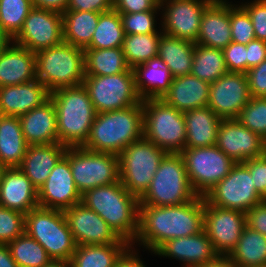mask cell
<instances>
[{"label":"cell","mask_w":266,"mask_h":267,"mask_svg":"<svg viewBox=\"0 0 266 267\" xmlns=\"http://www.w3.org/2000/svg\"><path fill=\"white\" fill-rule=\"evenodd\" d=\"M203 217L202 196L177 206L139 205V232L131 245L136 242L153 253L169 239L203 231Z\"/></svg>","instance_id":"6da1fadb"},{"label":"cell","mask_w":266,"mask_h":267,"mask_svg":"<svg viewBox=\"0 0 266 267\" xmlns=\"http://www.w3.org/2000/svg\"><path fill=\"white\" fill-rule=\"evenodd\" d=\"M81 203L99 214L122 239L134 242L139 232V199L120 180L85 191Z\"/></svg>","instance_id":"7a4b0ae2"},{"label":"cell","mask_w":266,"mask_h":267,"mask_svg":"<svg viewBox=\"0 0 266 267\" xmlns=\"http://www.w3.org/2000/svg\"><path fill=\"white\" fill-rule=\"evenodd\" d=\"M143 137L142 101L134 106L97 113L88 140L87 150L119 155L128 145Z\"/></svg>","instance_id":"3957f363"},{"label":"cell","mask_w":266,"mask_h":267,"mask_svg":"<svg viewBox=\"0 0 266 267\" xmlns=\"http://www.w3.org/2000/svg\"><path fill=\"white\" fill-rule=\"evenodd\" d=\"M56 110L59 143L67 147L83 146L89 138L96 111L82 85L64 87L50 93Z\"/></svg>","instance_id":"277c9868"},{"label":"cell","mask_w":266,"mask_h":267,"mask_svg":"<svg viewBox=\"0 0 266 267\" xmlns=\"http://www.w3.org/2000/svg\"><path fill=\"white\" fill-rule=\"evenodd\" d=\"M36 79L51 93L64 87L83 84L85 78L84 49L68 43L35 53Z\"/></svg>","instance_id":"5b68a950"},{"label":"cell","mask_w":266,"mask_h":267,"mask_svg":"<svg viewBox=\"0 0 266 267\" xmlns=\"http://www.w3.org/2000/svg\"><path fill=\"white\" fill-rule=\"evenodd\" d=\"M194 191L181 154L168 153L158 166L156 173L139 205L177 206L195 200Z\"/></svg>","instance_id":"8992f818"},{"label":"cell","mask_w":266,"mask_h":267,"mask_svg":"<svg viewBox=\"0 0 266 267\" xmlns=\"http://www.w3.org/2000/svg\"><path fill=\"white\" fill-rule=\"evenodd\" d=\"M143 137L167 153L180 154L185 149L184 113L161 98L142 99Z\"/></svg>","instance_id":"52a82bcc"},{"label":"cell","mask_w":266,"mask_h":267,"mask_svg":"<svg viewBox=\"0 0 266 267\" xmlns=\"http://www.w3.org/2000/svg\"><path fill=\"white\" fill-rule=\"evenodd\" d=\"M25 232L41 244L52 260L70 261L77 247L64 212L36 207L25 214Z\"/></svg>","instance_id":"ba28073f"},{"label":"cell","mask_w":266,"mask_h":267,"mask_svg":"<svg viewBox=\"0 0 266 267\" xmlns=\"http://www.w3.org/2000/svg\"><path fill=\"white\" fill-rule=\"evenodd\" d=\"M168 153L142 137L128 145L119 155L122 185L140 199L149 188L159 164Z\"/></svg>","instance_id":"9c48e42d"},{"label":"cell","mask_w":266,"mask_h":267,"mask_svg":"<svg viewBox=\"0 0 266 267\" xmlns=\"http://www.w3.org/2000/svg\"><path fill=\"white\" fill-rule=\"evenodd\" d=\"M64 156L69 160L76 188L85 191L120 180L118 155L87 150L83 146L67 147Z\"/></svg>","instance_id":"30bf717a"},{"label":"cell","mask_w":266,"mask_h":267,"mask_svg":"<svg viewBox=\"0 0 266 267\" xmlns=\"http://www.w3.org/2000/svg\"><path fill=\"white\" fill-rule=\"evenodd\" d=\"M86 88L96 113L124 109L139 104L133 69L107 76H85Z\"/></svg>","instance_id":"8fae6325"},{"label":"cell","mask_w":266,"mask_h":267,"mask_svg":"<svg viewBox=\"0 0 266 267\" xmlns=\"http://www.w3.org/2000/svg\"><path fill=\"white\" fill-rule=\"evenodd\" d=\"M180 154L194 191L202 197L223 180L236 164L216 145L185 148Z\"/></svg>","instance_id":"7c38bea8"},{"label":"cell","mask_w":266,"mask_h":267,"mask_svg":"<svg viewBox=\"0 0 266 267\" xmlns=\"http://www.w3.org/2000/svg\"><path fill=\"white\" fill-rule=\"evenodd\" d=\"M203 197L210 205L244 213L265 201L256 191L252 175L242 163H236L230 173Z\"/></svg>","instance_id":"4fadbf2b"},{"label":"cell","mask_w":266,"mask_h":267,"mask_svg":"<svg viewBox=\"0 0 266 267\" xmlns=\"http://www.w3.org/2000/svg\"><path fill=\"white\" fill-rule=\"evenodd\" d=\"M245 226L244 212L210 205L204 199L203 231L219 256H228L233 251Z\"/></svg>","instance_id":"5bb4252c"},{"label":"cell","mask_w":266,"mask_h":267,"mask_svg":"<svg viewBox=\"0 0 266 267\" xmlns=\"http://www.w3.org/2000/svg\"><path fill=\"white\" fill-rule=\"evenodd\" d=\"M13 42L34 53L60 45L64 42L62 14L33 7Z\"/></svg>","instance_id":"9a60e30c"},{"label":"cell","mask_w":266,"mask_h":267,"mask_svg":"<svg viewBox=\"0 0 266 267\" xmlns=\"http://www.w3.org/2000/svg\"><path fill=\"white\" fill-rule=\"evenodd\" d=\"M214 0H163L162 33L196 44L202 14Z\"/></svg>","instance_id":"2e32d148"},{"label":"cell","mask_w":266,"mask_h":267,"mask_svg":"<svg viewBox=\"0 0 266 267\" xmlns=\"http://www.w3.org/2000/svg\"><path fill=\"white\" fill-rule=\"evenodd\" d=\"M251 98L247 75L227 72L210 84L207 106L221 119H237Z\"/></svg>","instance_id":"e0dca14e"},{"label":"cell","mask_w":266,"mask_h":267,"mask_svg":"<svg viewBox=\"0 0 266 267\" xmlns=\"http://www.w3.org/2000/svg\"><path fill=\"white\" fill-rule=\"evenodd\" d=\"M63 212L77 245L129 243L122 239L99 214L82 203Z\"/></svg>","instance_id":"ac0fdd59"},{"label":"cell","mask_w":266,"mask_h":267,"mask_svg":"<svg viewBox=\"0 0 266 267\" xmlns=\"http://www.w3.org/2000/svg\"><path fill=\"white\" fill-rule=\"evenodd\" d=\"M235 163L264 155V139L243 126L238 119H222L216 144Z\"/></svg>","instance_id":"d6986e66"},{"label":"cell","mask_w":266,"mask_h":267,"mask_svg":"<svg viewBox=\"0 0 266 267\" xmlns=\"http://www.w3.org/2000/svg\"><path fill=\"white\" fill-rule=\"evenodd\" d=\"M39 207L64 211L81 203L69 160L63 156L38 190Z\"/></svg>","instance_id":"ffe728a7"},{"label":"cell","mask_w":266,"mask_h":267,"mask_svg":"<svg viewBox=\"0 0 266 267\" xmlns=\"http://www.w3.org/2000/svg\"><path fill=\"white\" fill-rule=\"evenodd\" d=\"M154 254L179 260L183 262V267H202L219 257L204 231L186 237L169 239L161 244Z\"/></svg>","instance_id":"44dd1931"},{"label":"cell","mask_w":266,"mask_h":267,"mask_svg":"<svg viewBox=\"0 0 266 267\" xmlns=\"http://www.w3.org/2000/svg\"><path fill=\"white\" fill-rule=\"evenodd\" d=\"M0 206L27 214L39 206L38 190L18 168H5L0 183Z\"/></svg>","instance_id":"7402d4cb"},{"label":"cell","mask_w":266,"mask_h":267,"mask_svg":"<svg viewBox=\"0 0 266 267\" xmlns=\"http://www.w3.org/2000/svg\"><path fill=\"white\" fill-rule=\"evenodd\" d=\"M229 0H214L203 12L196 44L223 50L232 42Z\"/></svg>","instance_id":"603a6c76"},{"label":"cell","mask_w":266,"mask_h":267,"mask_svg":"<svg viewBox=\"0 0 266 267\" xmlns=\"http://www.w3.org/2000/svg\"><path fill=\"white\" fill-rule=\"evenodd\" d=\"M50 98L48 89L37 79L0 87V114L20 117Z\"/></svg>","instance_id":"cb8c5ba5"},{"label":"cell","mask_w":266,"mask_h":267,"mask_svg":"<svg viewBox=\"0 0 266 267\" xmlns=\"http://www.w3.org/2000/svg\"><path fill=\"white\" fill-rule=\"evenodd\" d=\"M19 120L28 146L59 143L56 110L51 98L20 116Z\"/></svg>","instance_id":"d4e9b609"},{"label":"cell","mask_w":266,"mask_h":267,"mask_svg":"<svg viewBox=\"0 0 266 267\" xmlns=\"http://www.w3.org/2000/svg\"><path fill=\"white\" fill-rule=\"evenodd\" d=\"M35 79L34 52L12 42L0 53V87L20 85Z\"/></svg>","instance_id":"484cf974"},{"label":"cell","mask_w":266,"mask_h":267,"mask_svg":"<svg viewBox=\"0 0 266 267\" xmlns=\"http://www.w3.org/2000/svg\"><path fill=\"white\" fill-rule=\"evenodd\" d=\"M66 149L67 146L60 143L29 145L18 168L39 190L57 162L64 156Z\"/></svg>","instance_id":"4316f807"},{"label":"cell","mask_w":266,"mask_h":267,"mask_svg":"<svg viewBox=\"0 0 266 267\" xmlns=\"http://www.w3.org/2000/svg\"><path fill=\"white\" fill-rule=\"evenodd\" d=\"M210 83L192 74L175 77L169 90L162 96L167 104L185 112L207 106Z\"/></svg>","instance_id":"83f0119b"},{"label":"cell","mask_w":266,"mask_h":267,"mask_svg":"<svg viewBox=\"0 0 266 267\" xmlns=\"http://www.w3.org/2000/svg\"><path fill=\"white\" fill-rule=\"evenodd\" d=\"M185 148L209 147L216 144L222 119L208 106L187 110Z\"/></svg>","instance_id":"f1b7e54d"},{"label":"cell","mask_w":266,"mask_h":267,"mask_svg":"<svg viewBox=\"0 0 266 267\" xmlns=\"http://www.w3.org/2000/svg\"><path fill=\"white\" fill-rule=\"evenodd\" d=\"M135 87L141 99L162 98L173 77L168 66L157 56L134 69Z\"/></svg>","instance_id":"f546056e"},{"label":"cell","mask_w":266,"mask_h":267,"mask_svg":"<svg viewBox=\"0 0 266 267\" xmlns=\"http://www.w3.org/2000/svg\"><path fill=\"white\" fill-rule=\"evenodd\" d=\"M27 146L19 117L0 114V163L5 168L19 167Z\"/></svg>","instance_id":"4dcf8cb0"},{"label":"cell","mask_w":266,"mask_h":267,"mask_svg":"<svg viewBox=\"0 0 266 267\" xmlns=\"http://www.w3.org/2000/svg\"><path fill=\"white\" fill-rule=\"evenodd\" d=\"M194 43L162 34L158 45V56L168 66L173 78L191 74Z\"/></svg>","instance_id":"1f68e13d"},{"label":"cell","mask_w":266,"mask_h":267,"mask_svg":"<svg viewBox=\"0 0 266 267\" xmlns=\"http://www.w3.org/2000/svg\"><path fill=\"white\" fill-rule=\"evenodd\" d=\"M130 243L77 245L70 259L72 267H115Z\"/></svg>","instance_id":"d6a6232c"},{"label":"cell","mask_w":266,"mask_h":267,"mask_svg":"<svg viewBox=\"0 0 266 267\" xmlns=\"http://www.w3.org/2000/svg\"><path fill=\"white\" fill-rule=\"evenodd\" d=\"M99 15L90 11H65L62 14L64 42L86 49L92 40Z\"/></svg>","instance_id":"836d02e7"},{"label":"cell","mask_w":266,"mask_h":267,"mask_svg":"<svg viewBox=\"0 0 266 267\" xmlns=\"http://www.w3.org/2000/svg\"><path fill=\"white\" fill-rule=\"evenodd\" d=\"M85 76L120 74L130 69L121 47L84 49Z\"/></svg>","instance_id":"e575fe53"},{"label":"cell","mask_w":266,"mask_h":267,"mask_svg":"<svg viewBox=\"0 0 266 267\" xmlns=\"http://www.w3.org/2000/svg\"><path fill=\"white\" fill-rule=\"evenodd\" d=\"M227 257L239 267L266 266V236L245 226L236 247Z\"/></svg>","instance_id":"d590c367"},{"label":"cell","mask_w":266,"mask_h":267,"mask_svg":"<svg viewBox=\"0 0 266 267\" xmlns=\"http://www.w3.org/2000/svg\"><path fill=\"white\" fill-rule=\"evenodd\" d=\"M228 70L221 49L194 45L191 74L210 84L217 81Z\"/></svg>","instance_id":"8d00e7d4"},{"label":"cell","mask_w":266,"mask_h":267,"mask_svg":"<svg viewBox=\"0 0 266 267\" xmlns=\"http://www.w3.org/2000/svg\"><path fill=\"white\" fill-rule=\"evenodd\" d=\"M125 32L120 13L114 8L99 15L90 45L87 48L110 49L122 47Z\"/></svg>","instance_id":"74e56055"},{"label":"cell","mask_w":266,"mask_h":267,"mask_svg":"<svg viewBox=\"0 0 266 267\" xmlns=\"http://www.w3.org/2000/svg\"><path fill=\"white\" fill-rule=\"evenodd\" d=\"M162 34L161 31V33L125 35L121 48L131 69L158 56V45Z\"/></svg>","instance_id":"f35d334b"},{"label":"cell","mask_w":266,"mask_h":267,"mask_svg":"<svg viewBox=\"0 0 266 267\" xmlns=\"http://www.w3.org/2000/svg\"><path fill=\"white\" fill-rule=\"evenodd\" d=\"M7 245L19 267H44L52 260L44 247L26 232Z\"/></svg>","instance_id":"ab89813d"},{"label":"cell","mask_w":266,"mask_h":267,"mask_svg":"<svg viewBox=\"0 0 266 267\" xmlns=\"http://www.w3.org/2000/svg\"><path fill=\"white\" fill-rule=\"evenodd\" d=\"M32 8L31 0H0V27L14 38Z\"/></svg>","instance_id":"60d3db41"},{"label":"cell","mask_w":266,"mask_h":267,"mask_svg":"<svg viewBox=\"0 0 266 267\" xmlns=\"http://www.w3.org/2000/svg\"><path fill=\"white\" fill-rule=\"evenodd\" d=\"M237 119L243 126L264 139L266 137V98L252 97Z\"/></svg>","instance_id":"b9f144b4"},{"label":"cell","mask_w":266,"mask_h":267,"mask_svg":"<svg viewBox=\"0 0 266 267\" xmlns=\"http://www.w3.org/2000/svg\"><path fill=\"white\" fill-rule=\"evenodd\" d=\"M160 11V6H156L153 10L136 13H120L125 35L130 34H151L161 33L157 30L156 15Z\"/></svg>","instance_id":"7bdbcfd3"},{"label":"cell","mask_w":266,"mask_h":267,"mask_svg":"<svg viewBox=\"0 0 266 267\" xmlns=\"http://www.w3.org/2000/svg\"><path fill=\"white\" fill-rule=\"evenodd\" d=\"M230 27L232 41L247 45L250 41L256 39L254 27L247 11L240 5H234L230 2Z\"/></svg>","instance_id":"ee69618b"},{"label":"cell","mask_w":266,"mask_h":267,"mask_svg":"<svg viewBox=\"0 0 266 267\" xmlns=\"http://www.w3.org/2000/svg\"><path fill=\"white\" fill-rule=\"evenodd\" d=\"M25 232V214L0 206V244H8Z\"/></svg>","instance_id":"f6af8a7d"},{"label":"cell","mask_w":266,"mask_h":267,"mask_svg":"<svg viewBox=\"0 0 266 267\" xmlns=\"http://www.w3.org/2000/svg\"><path fill=\"white\" fill-rule=\"evenodd\" d=\"M225 65L228 72H247V49L246 45L235 42L229 43L223 50Z\"/></svg>","instance_id":"bcb514c9"},{"label":"cell","mask_w":266,"mask_h":267,"mask_svg":"<svg viewBox=\"0 0 266 267\" xmlns=\"http://www.w3.org/2000/svg\"><path fill=\"white\" fill-rule=\"evenodd\" d=\"M241 4L251 18L255 38L266 42V0H252Z\"/></svg>","instance_id":"7dc6e473"},{"label":"cell","mask_w":266,"mask_h":267,"mask_svg":"<svg viewBox=\"0 0 266 267\" xmlns=\"http://www.w3.org/2000/svg\"><path fill=\"white\" fill-rule=\"evenodd\" d=\"M252 175L256 191L266 200V155L242 163Z\"/></svg>","instance_id":"c3c4849f"},{"label":"cell","mask_w":266,"mask_h":267,"mask_svg":"<svg viewBox=\"0 0 266 267\" xmlns=\"http://www.w3.org/2000/svg\"><path fill=\"white\" fill-rule=\"evenodd\" d=\"M246 75L251 97L266 98V59L250 68Z\"/></svg>","instance_id":"681fc988"},{"label":"cell","mask_w":266,"mask_h":267,"mask_svg":"<svg viewBox=\"0 0 266 267\" xmlns=\"http://www.w3.org/2000/svg\"><path fill=\"white\" fill-rule=\"evenodd\" d=\"M163 0H113V8L118 13H136L153 10L161 6Z\"/></svg>","instance_id":"f907efd6"},{"label":"cell","mask_w":266,"mask_h":267,"mask_svg":"<svg viewBox=\"0 0 266 267\" xmlns=\"http://www.w3.org/2000/svg\"><path fill=\"white\" fill-rule=\"evenodd\" d=\"M113 8V0H69L66 11L107 12Z\"/></svg>","instance_id":"816d5d0a"},{"label":"cell","mask_w":266,"mask_h":267,"mask_svg":"<svg viewBox=\"0 0 266 267\" xmlns=\"http://www.w3.org/2000/svg\"><path fill=\"white\" fill-rule=\"evenodd\" d=\"M246 226L266 236V200L246 213Z\"/></svg>","instance_id":"f5cc1de1"},{"label":"cell","mask_w":266,"mask_h":267,"mask_svg":"<svg viewBox=\"0 0 266 267\" xmlns=\"http://www.w3.org/2000/svg\"><path fill=\"white\" fill-rule=\"evenodd\" d=\"M247 49V71L259 65L266 59V42L258 39L250 41L246 45Z\"/></svg>","instance_id":"db71d44e"},{"label":"cell","mask_w":266,"mask_h":267,"mask_svg":"<svg viewBox=\"0 0 266 267\" xmlns=\"http://www.w3.org/2000/svg\"><path fill=\"white\" fill-rule=\"evenodd\" d=\"M132 245L120 257L115 267H146Z\"/></svg>","instance_id":"11a10c76"},{"label":"cell","mask_w":266,"mask_h":267,"mask_svg":"<svg viewBox=\"0 0 266 267\" xmlns=\"http://www.w3.org/2000/svg\"><path fill=\"white\" fill-rule=\"evenodd\" d=\"M69 0H31L35 8L46 9L63 14L67 10Z\"/></svg>","instance_id":"9f6ffc18"},{"label":"cell","mask_w":266,"mask_h":267,"mask_svg":"<svg viewBox=\"0 0 266 267\" xmlns=\"http://www.w3.org/2000/svg\"><path fill=\"white\" fill-rule=\"evenodd\" d=\"M0 267H19L12 258L7 244H0Z\"/></svg>","instance_id":"6f0895ef"},{"label":"cell","mask_w":266,"mask_h":267,"mask_svg":"<svg viewBox=\"0 0 266 267\" xmlns=\"http://www.w3.org/2000/svg\"><path fill=\"white\" fill-rule=\"evenodd\" d=\"M202 267H239L227 256H219L215 261Z\"/></svg>","instance_id":"680465c9"},{"label":"cell","mask_w":266,"mask_h":267,"mask_svg":"<svg viewBox=\"0 0 266 267\" xmlns=\"http://www.w3.org/2000/svg\"><path fill=\"white\" fill-rule=\"evenodd\" d=\"M13 38L10 37L1 27H0V53H2L11 43Z\"/></svg>","instance_id":"91938a15"},{"label":"cell","mask_w":266,"mask_h":267,"mask_svg":"<svg viewBox=\"0 0 266 267\" xmlns=\"http://www.w3.org/2000/svg\"><path fill=\"white\" fill-rule=\"evenodd\" d=\"M44 267H72V265L68 260H51Z\"/></svg>","instance_id":"94428289"},{"label":"cell","mask_w":266,"mask_h":267,"mask_svg":"<svg viewBox=\"0 0 266 267\" xmlns=\"http://www.w3.org/2000/svg\"><path fill=\"white\" fill-rule=\"evenodd\" d=\"M4 170H5V167L0 163V183H1V177H2Z\"/></svg>","instance_id":"6125c7cd"},{"label":"cell","mask_w":266,"mask_h":267,"mask_svg":"<svg viewBox=\"0 0 266 267\" xmlns=\"http://www.w3.org/2000/svg\"><path fill=\"white\" fill-rule=\"evenodd\" d=\"M264 153L266 155V137L264 138Z\"/></svg>","instance_id":"be15d7a7"}]
</instances>
